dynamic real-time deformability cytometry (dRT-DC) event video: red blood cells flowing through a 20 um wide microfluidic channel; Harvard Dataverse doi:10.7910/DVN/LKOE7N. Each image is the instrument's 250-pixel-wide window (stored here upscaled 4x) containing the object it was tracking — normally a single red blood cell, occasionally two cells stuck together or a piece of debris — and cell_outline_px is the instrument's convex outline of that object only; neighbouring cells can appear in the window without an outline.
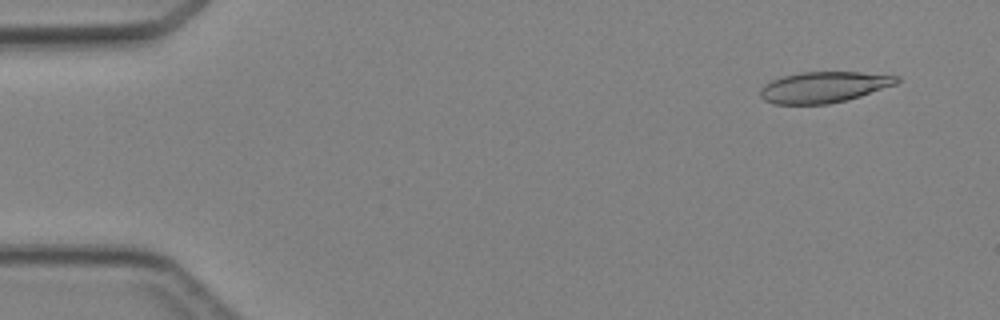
{"species": "Egyptian fruit bat (a non-hibernating species)", "species_latin": "Rousettus aegyptiacus", "temperature_condition": "cold", "stored_images_in_passage": 4, "camera_frame_rate_fps": 3000, "um_per_image_px": 0.085, "animal": {"sex": "female"}, "frame": {"image": 1, "passage_image": 1, "time_ms": 0.0, "image_size_px": [1000, 320], "cell_outline_px": [[900, 80], [896, 84], [848, 100], [828, 104], [772, 104], [764, 100], [760, 96], [760, 88], [764, 84], [772, 80], [784, 76], [800, 72], [860, 72], [900, 76]], "centroid_in_image_um": [70.01, 7.41], "position_along_channel_um": 15.0, "area_um2": 24.68}}
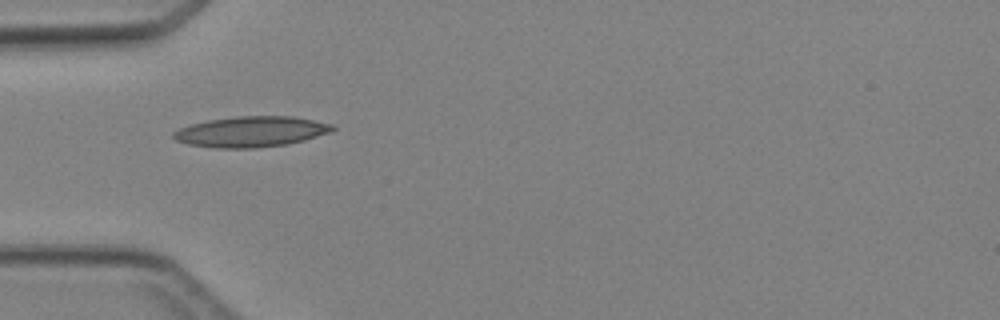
{"frame": {"image": 2, "passage_image": 4, "time_ms": 3.667, "image_size_px": [1000, 320], "cell_outline_px": [[336, 128], [332, 132], [304, 140], [288, 144], [256, 148], [212, 148], [188, 144], [176, 140], [172, 136], [172, 132], [180, 128], [192, 124], [208, 120], [236, 116], [292, 116], [332, 124]], "centroid_in_image_um": [21.34, 11.2], "position_along_channel_um": 63.7, "area_um2": 28.44}}